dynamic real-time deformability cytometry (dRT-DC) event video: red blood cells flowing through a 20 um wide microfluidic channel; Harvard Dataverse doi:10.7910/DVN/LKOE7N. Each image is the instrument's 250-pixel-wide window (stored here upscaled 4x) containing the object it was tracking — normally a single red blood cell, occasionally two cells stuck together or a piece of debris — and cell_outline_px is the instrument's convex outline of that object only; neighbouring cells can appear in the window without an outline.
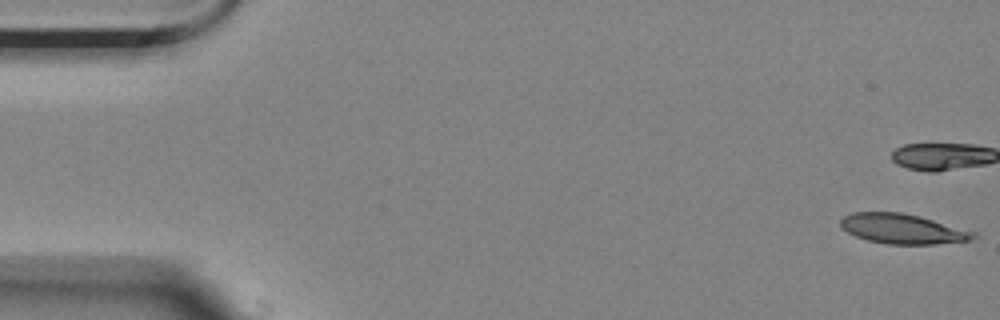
{"species": "Egyptian fruit bat (a non-hibernating species)", "species_latin": "Rousettus aegyptiacus", "temperature_condition": "room temperature", "stored_images_in_passage": 2, "camera_frame_rate_fps": 3000, "um_per_image_px": 0.085, "animal": {"sex": "female"}, "frame": {"image": 1, "passage_image": 1, "time_ms": 0.0, "image_size_px": [1000, 320], "cell_outline_px": [[980, 236], [972, 240], [936, 244], [888, 244], [868, 240], [856, 236], [840, 228], [840, 220], [844, 216], [852, 212], [900, 212], [920, 216], [976, 232]], "centroid_in_image_um": [76.74, 19.45], "position_along_channel_um": 8.3, "area_um2": 23.24}}